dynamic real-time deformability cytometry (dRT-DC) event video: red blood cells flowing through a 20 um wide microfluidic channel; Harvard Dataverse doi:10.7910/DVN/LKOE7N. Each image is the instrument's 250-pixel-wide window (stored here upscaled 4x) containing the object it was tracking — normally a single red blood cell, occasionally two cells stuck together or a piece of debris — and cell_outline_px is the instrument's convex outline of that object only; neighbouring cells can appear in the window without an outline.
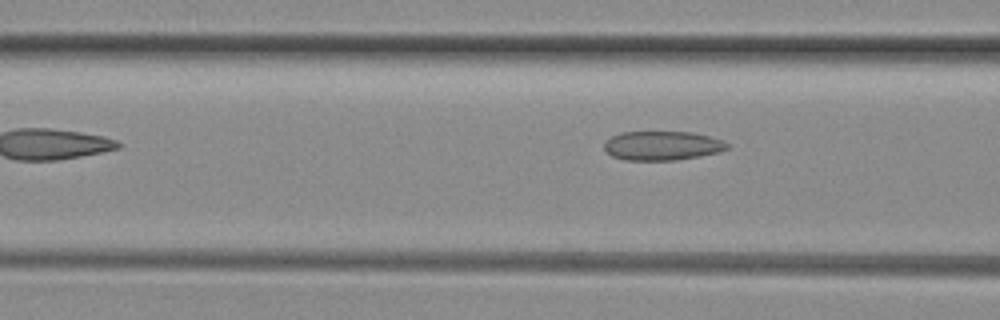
{"species": "common noctule bat (a hibernating species)", "species_latin": "Nyctalus noctula", "temperature_condition": "room temperature", "stored_images_in_passage": 7, "camera_frame_rate_fps": 3000, "um_per_image_px": 0.085, "animal": {"sex": "female", "body_mass_g": 29.2, "forearm_length_mm": 56.3}, "frame": {"image": 1, "passage_image": 6, "time_ms": 1.667, "image_size_px": [1000, 320], "cell_outline_px": [[728, 148], [720, 152], [700, 156], [676, 160], [624, 160], [612, 156], [604, 148], [604, 144], [612, 136], [620, 132], [692, 132], [708, 136], [720, 140], [728, 144]], "centroid_in_image_um": [56.28, 12.39], "position_along_channel_um": 110.3, "area_um2": 20.75}}